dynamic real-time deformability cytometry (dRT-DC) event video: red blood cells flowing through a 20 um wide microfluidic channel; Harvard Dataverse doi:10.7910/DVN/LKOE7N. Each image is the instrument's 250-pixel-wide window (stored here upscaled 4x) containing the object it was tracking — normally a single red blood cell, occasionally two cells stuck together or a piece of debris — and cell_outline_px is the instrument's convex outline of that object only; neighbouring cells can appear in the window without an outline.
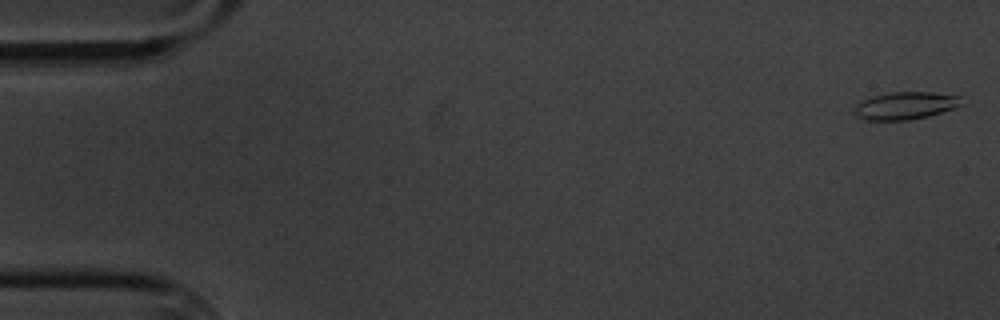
{"species": "common noctule bat (a hibernating species)", "species_latin": "Nyctalus noctula", "temperature_condition": "cold", "stored_images_in_passage": 11, "camera_frame_rate_fps": 3000, "um_per_image_px": 0.085, "animal": {"sex": "male", "body_mass_g": 20.1, "forearm_length_mm": 53.5}, "frame": {"image": 1, "passage_image": 1, "time_ms": 0.0, "image_size_px": [1000, 320], "cell_outline_px": [[964, 104], [928, 116], [912, 120], [868, 120], [856, 116], [852, 112], [856, 104], [872, 96], [892, 92], [932, 92], [960, 96]], "centroid_in_image_um": [76.94, 8.98], "position_along_channel_um": 8.1, "area_um2": 17.17}}
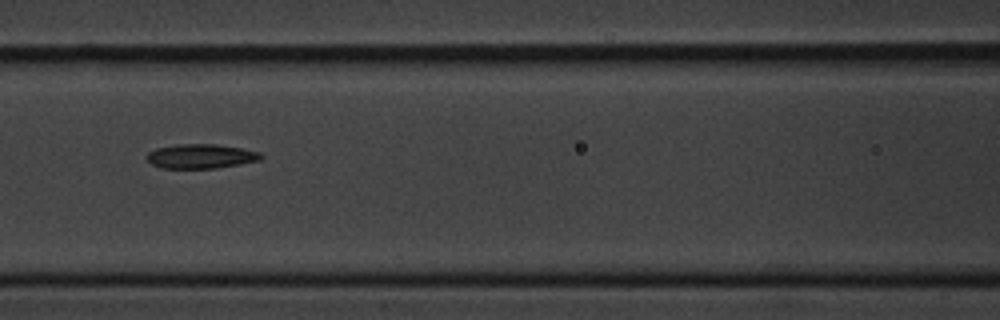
{"frame": {"image": 2, "passage_image": 7, "time_ms": 8.0, "image_size_px": [1000, 320], "cell_outline_px": [[264, 156], [260, 160], [240, 164], [216, 168], [160, 168], [152, 164], [148, 160], [148, 152], [156, 148], [180, 144], [216, 144], [240, 148], [260, 152]], "centroid_in_image_um": [17.09, 13.28], "position_along_channel_um": 149.5, "area_um2": 16.13}}
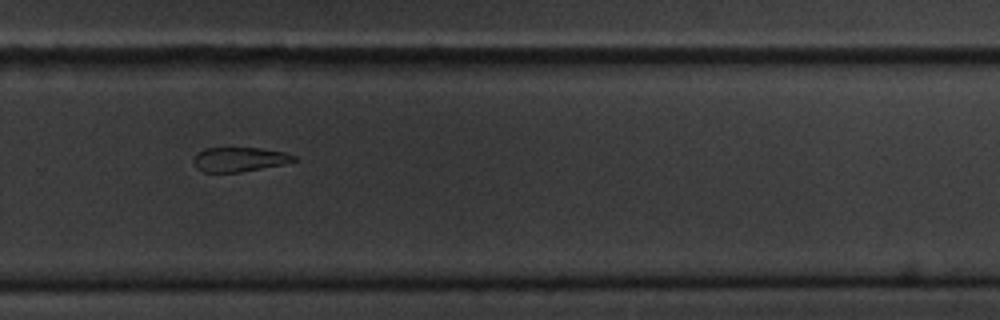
{"frame": {"image": 3, "passage_image": 11, "time_ms": 12.667, "image_size_px": [1000, 320], "cell_outline_px": [[296, 160], [284, 164], [240, 172], [204, 172], [196, 168], [192, 164], [192, 160], [196, 152], [204, 148], [260, 148], [284, 152], [296, 156]], "centroid_in_image_um": [20.29, 13.54], "position_along_channel_um": 309.5, "area_um2": 14.39}}